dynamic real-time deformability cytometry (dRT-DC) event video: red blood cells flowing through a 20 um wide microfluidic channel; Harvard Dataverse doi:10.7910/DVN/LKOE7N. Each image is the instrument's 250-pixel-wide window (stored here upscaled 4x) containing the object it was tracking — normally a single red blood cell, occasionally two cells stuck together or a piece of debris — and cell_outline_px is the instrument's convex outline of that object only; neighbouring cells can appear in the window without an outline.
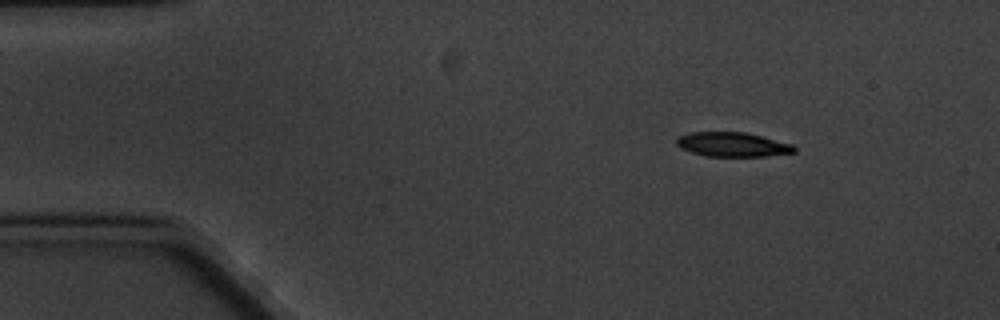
{"species": "common noctule bat (a hibernating species)", "species_latin": "Nyctalus noctula", "temperature_condition": "cold", "stored_images_in_passage": 4, "camera_frame_rate_fps": 3000, "um_per_image_px": 0.085, "animal": {"sex": "male", "body_mass_g": 20.1, "forearm_length_mm": 53.5}, "frame": {"image": 1, "passage_image": 2, "time_ms": 1.333, "image_size_px": [1000, 320], "cell_outline_px": [[796, 152], [764, 156], [708, 156], [692, 152], [680, 148], [676, 144], [676, 140], [680, 136], [688, 132], [744, 132], [792, 144], [796, 148]], "centroid_in_image_um": [62.25, 12.28], "position_along_channel_um": 22.8, "area_um2": 16.53}}